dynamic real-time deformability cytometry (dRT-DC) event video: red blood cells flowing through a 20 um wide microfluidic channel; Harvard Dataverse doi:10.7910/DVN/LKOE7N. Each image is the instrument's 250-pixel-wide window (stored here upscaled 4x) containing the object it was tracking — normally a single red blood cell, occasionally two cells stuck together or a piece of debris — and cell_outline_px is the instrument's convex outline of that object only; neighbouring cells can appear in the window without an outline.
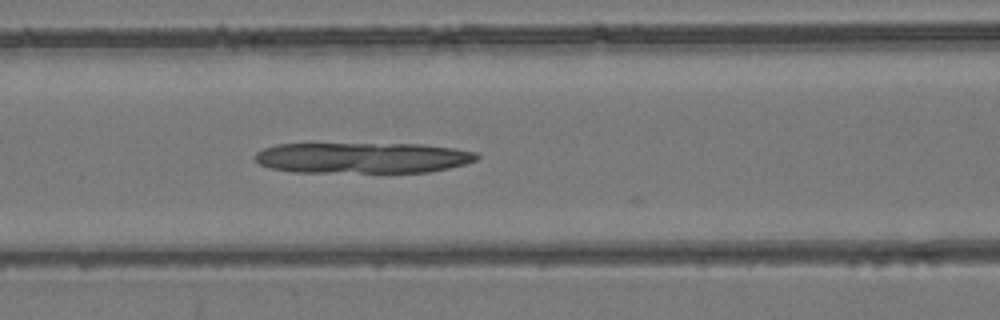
{"species": "common noctule bat (a hibernating species)", "species_latin": "Nyctalus noctula", "temperature_condition": "room temperature", "stored_images_in_passage": 11, "camera_frame_rate_fps": 3000, "um_per_image_px": 0.085, "animal": {"sex": "female", "body_mass_g": 24.6, "forearm_length_mm": 56.2}, "frame": {"image": 1, "passage_image": 10, "time_ms": 3.0, "image_size_px": [1000, 320], "cell_outline_px": [[480, 156], [476, 160], [464, 164], [448, 168], [428, 172], [292, 172], [268, 168], [260, 164], [252, 156], [256, 152], [264, 148], [276, 144], [424, 144], [452, 148], [476, 152]], "centroid_in_image_um": [30.77, 13.41], "position_along_channel_um": 135.8, "area_um2": 39.94}}